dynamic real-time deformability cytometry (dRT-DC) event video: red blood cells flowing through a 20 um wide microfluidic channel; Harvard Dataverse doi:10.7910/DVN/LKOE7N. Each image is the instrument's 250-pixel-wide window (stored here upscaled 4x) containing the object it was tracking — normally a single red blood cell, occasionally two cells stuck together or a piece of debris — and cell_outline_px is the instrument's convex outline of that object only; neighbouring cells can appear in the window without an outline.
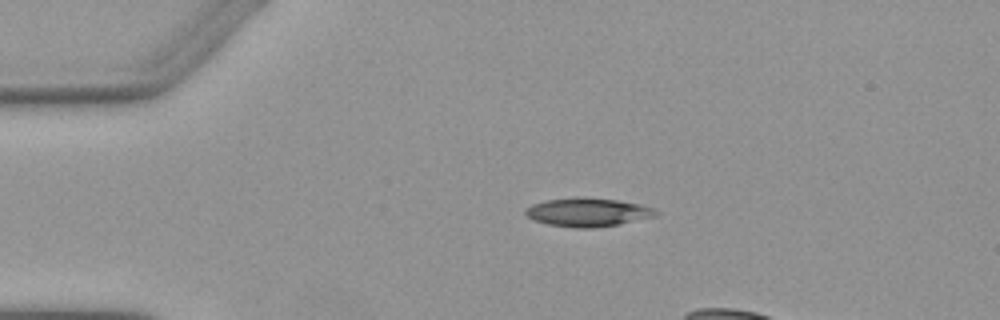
{"species": "Egyptian fruit bat (a non-hibernating species)", "species_latin": "Rousettus aegyptiacus", "temperature_condition": "warm", "stored_images_in_passage": 2, "camera_frame_rate_fps": 3000, "um_per_image_px": 0.085, "animal": {"sex": "female"}, "frame": {"image": 1, "passage_image": 1, "time_ms": 0.0, "image_size_px": [1000, 320], "cell_outline_px": [[660, 212], [656, 216], [616, 224], [592, 228], [576, 228], [548, 224], [536, 220], [528, 216], [524, 212], [532, 204], [548, 200], [576, 196], [584, 196], [616, 200], [640, 204], [652, 208]], "centroid_in_image_um": [49.97, 18.02], "position_along_channel_um": 35.0, "area_um2": 21.5}}